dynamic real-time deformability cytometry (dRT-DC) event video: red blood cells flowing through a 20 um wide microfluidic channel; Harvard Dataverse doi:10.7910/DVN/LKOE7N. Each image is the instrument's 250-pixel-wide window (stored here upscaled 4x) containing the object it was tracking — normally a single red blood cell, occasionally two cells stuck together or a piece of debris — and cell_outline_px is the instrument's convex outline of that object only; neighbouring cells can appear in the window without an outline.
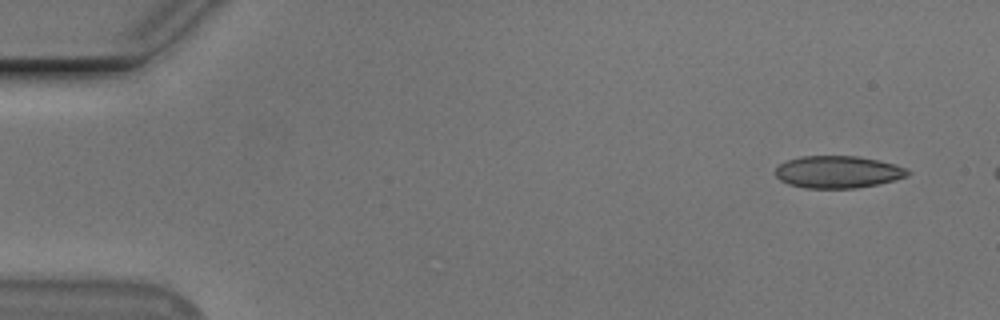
{"species": "Egyptian fruit bat (a non-hibernating species)", "species_latin": "Rousettus aegyptiacus", "temperature_condition": "cold", "stored_images_in_passage": 8, "camera_frame_rate_fps": 3000, "um_per_image_px": 0.085, "animal": {"sex": "male"}, "frame": {"image": 1, "passage_image": 1, "time_ms": 0.0, "image_size_px": [1000, 320], "cell_outline_px": [[912, 172], [908, 176], [876, 184], [856, 188], [804, 188], [788, 184], [780, 180], [776, 176], [776, 168], [780, 164], [788, 160], [800, 156], [856, 156], [896, 164], [908, 168]], "centroid_in_image_um": [71.23, 14.61], "position_along_channel_um": 13.8, "area_um2": 24.8}}